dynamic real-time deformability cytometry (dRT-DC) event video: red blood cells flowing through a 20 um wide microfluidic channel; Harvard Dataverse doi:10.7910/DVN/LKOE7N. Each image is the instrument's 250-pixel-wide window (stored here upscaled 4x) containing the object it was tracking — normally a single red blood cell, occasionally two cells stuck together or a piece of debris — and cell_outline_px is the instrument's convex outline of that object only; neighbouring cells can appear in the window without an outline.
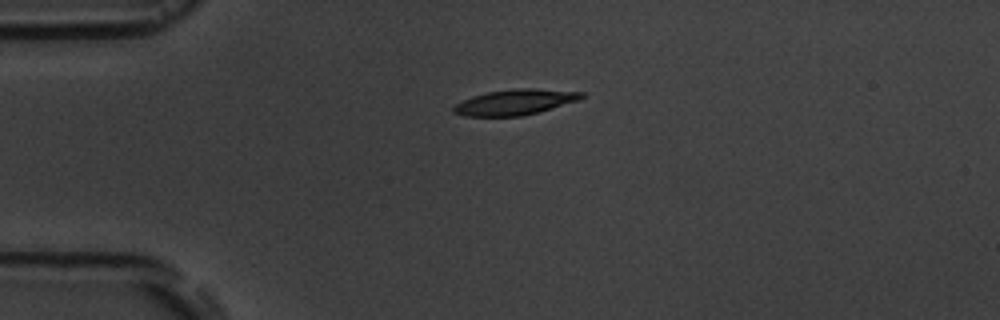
{"species": "common noctule bat (a hibernating species)", "species_latin": "Nyctalus noctula", "temperature_condition": "room temperature", "stored_images_in_passage": 2, "camera_frame_rate_fps": 3000, "um_per_image_px": 0.085, "animal": {"sex": "male", "body_mass_g": 19.5, "forearm_length_mm": 54.6}, "frame": {"image": 1, "passage_image": 1, "time_ms": 0.0, "image_size_px": [1000, 320], "cell_outline_px": [[584, 96], [580, 100], [536, 112], [520, 116], [464, 116], [452, 112], [452, 108], [456, 104], [472, 96], [488, 92], [516, 88], [536, 88], [584, 92]], "centroid_in_image_um": [43.78, 8.67], "position_along_channel_um": 41.2, "area_um2": 18.9}}